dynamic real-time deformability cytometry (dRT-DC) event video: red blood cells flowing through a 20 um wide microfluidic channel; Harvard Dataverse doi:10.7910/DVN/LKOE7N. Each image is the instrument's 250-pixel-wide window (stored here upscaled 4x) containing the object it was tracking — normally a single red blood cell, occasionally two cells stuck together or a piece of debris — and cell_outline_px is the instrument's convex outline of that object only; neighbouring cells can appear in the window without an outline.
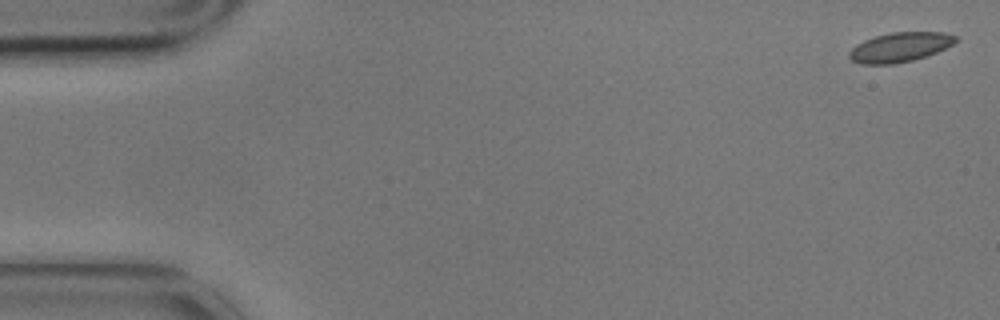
{"species": "common noctule bat (a hibernating species)", "species_latin": "Nyctalus noctula", "temperature_condition": "cold", "stored_images_in_passage": 8, "camera_frame_rate_fps": 3000, "um_per_image_px": 0.085, "animal": {"sex": "male", "body_mass_g": 17.9}, "frame": {"image": 1, "passage_image": 1, "time_ms": 0.0, "image_size_px": [1000, 320], "cell_outline_px": [[956, 40], [952, 44], [936, 52], [912, 60], [896, 64], [860, 64], [852, 60], [848, 56], [848, 52], [856, 44], [864, 40], [876, 36], [892, 32], [944, 32], [956, 36]], "centroid_in_image_um": [76.45, 4.01], "position_along_channel_um": 8.6, "area_um2": 18.15}}
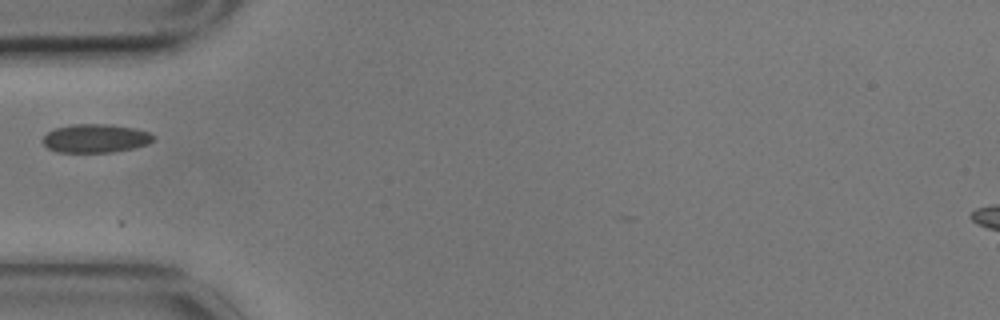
{"frame": {"image": 2, "passage_image": 5, "time_ms": 1.333, "image_size_px": [1000, 320], "cell_outline_px": [[156, 140], [148, 144], [136, 148], [112, 152], [56, 152], [48, 148], [44, 144], [44, 136], [48, 132], [56, 128], [72, 124], [108, 124], [136, 128], [148, 132], [156, 136]], "centroid_in_image_um": [8.18, 11.76], "position_along_channel_um": 76.8, "area_um2": 18.55}}